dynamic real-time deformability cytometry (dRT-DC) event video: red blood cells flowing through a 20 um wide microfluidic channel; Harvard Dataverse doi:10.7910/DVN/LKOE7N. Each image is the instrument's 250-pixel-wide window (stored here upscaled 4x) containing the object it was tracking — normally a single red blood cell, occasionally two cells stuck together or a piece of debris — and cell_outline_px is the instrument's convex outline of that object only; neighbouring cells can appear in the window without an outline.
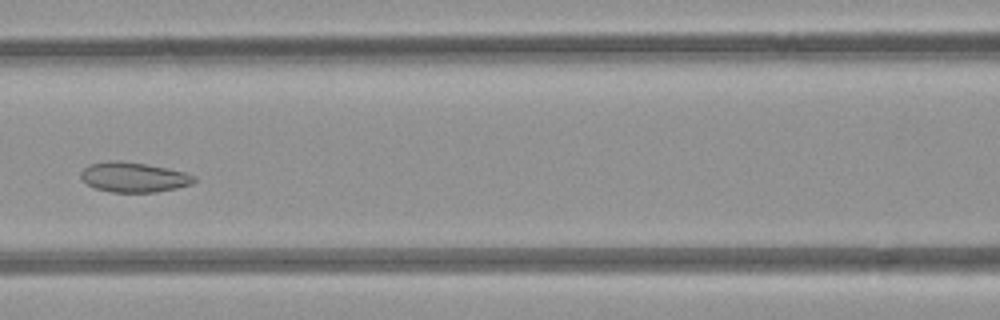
{"species": "common noctule bat (a hibernating species)", "species_latin": "Nyctalus noctula", "temperature_condition": "room temperature", "stored_images_in_passage": 5, "camera_frame_rate_fps": 3000, "um_per_image_px": 0.085, "animal": {"sex": "female", "body_mass_g": 21.9}, "frame": {"image": 1, "passage_image": 5, "time_ms": 4.333, "image_size_px": [1000, 320], "cell_outline_px": [[196, 180], [192, 184], [176, 188], [156, 192], [112, 192], [96, 188], [88, 184], [80, 176], [80, 172], [88, 164], [108, 160], [120, 160], [168, 168], [184, 172], [196, 176]], "centroid_in_image_um": [11.36, 15.05], "position_along_channel_um": 155.2, "area_um2": 19.77}}